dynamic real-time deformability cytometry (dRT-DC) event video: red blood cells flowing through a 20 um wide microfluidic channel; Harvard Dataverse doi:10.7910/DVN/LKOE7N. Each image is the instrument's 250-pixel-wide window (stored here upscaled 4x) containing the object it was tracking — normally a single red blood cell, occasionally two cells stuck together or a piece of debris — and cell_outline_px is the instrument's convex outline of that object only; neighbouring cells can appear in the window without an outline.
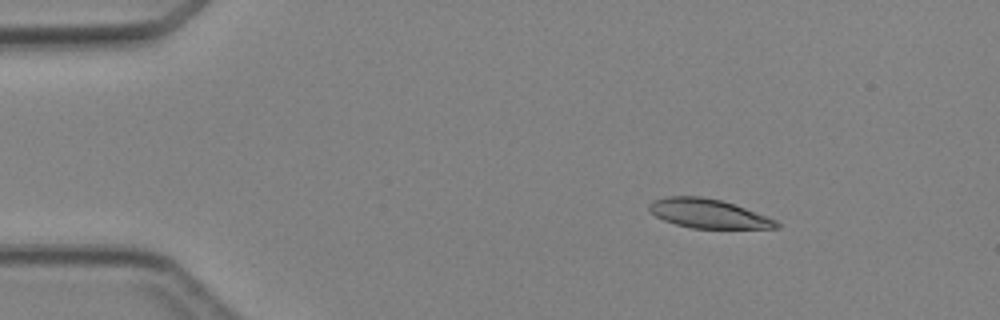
{"species": "Egyptian fruit bat (a non-hibernating species)", "species_latin": "Rousettus aegyptiacus", "temperature_condition": "cold", "stored_images_in_passage": 4, "camera_frame_rate_fps": 3000, "um_per_image_px": 0.085, "animal": {"sex": "female"}, "frame": {"image": 1, "passage_image": 2, "time_ms": 1.333, "image_size_px": [1000, 320], "cell_outline_px": [[780, 228], [692, 228], [676, 224], [664, 220], [656, 216], [648, 208], [648, 204], [652, 200], [668, 196], [700, 196], [720, 200], [744, 208], [776, 220], [780, 224]], "centroid_in_image_um": [60.17, 18.15], "position_along_channel_um": 24.8, "area_um2": 21.27}}
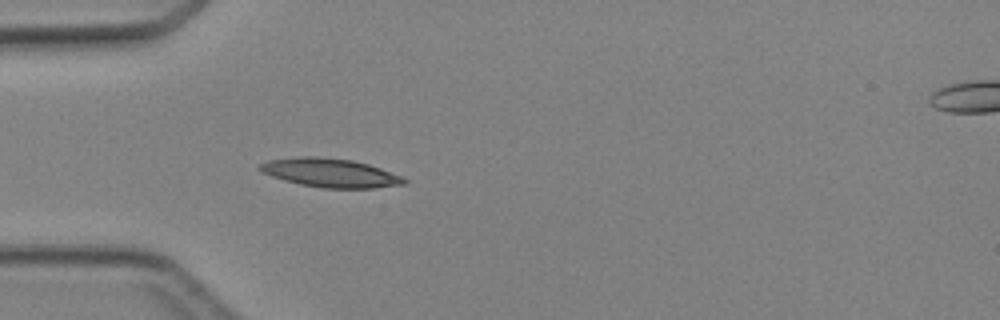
{"frame": {"image": 2, "passage_image": 4, "time_ms": 3.667, "image_size_px": [1000, 320], "cell_outline_px": [[408, 184], [372, 188], [324, 188], [300, 184], [284, 180], [260, 172], [256, 168], [260, 164], [268, 160], [300, 156], [312, 156], [352, 160], [368, 164], [380, 168], [400, 176], [408, 180]], "centroid_in_image_um": [28.05, 14.69], "position_along_channel_um": 57.0, "area_um2": 24.16}}